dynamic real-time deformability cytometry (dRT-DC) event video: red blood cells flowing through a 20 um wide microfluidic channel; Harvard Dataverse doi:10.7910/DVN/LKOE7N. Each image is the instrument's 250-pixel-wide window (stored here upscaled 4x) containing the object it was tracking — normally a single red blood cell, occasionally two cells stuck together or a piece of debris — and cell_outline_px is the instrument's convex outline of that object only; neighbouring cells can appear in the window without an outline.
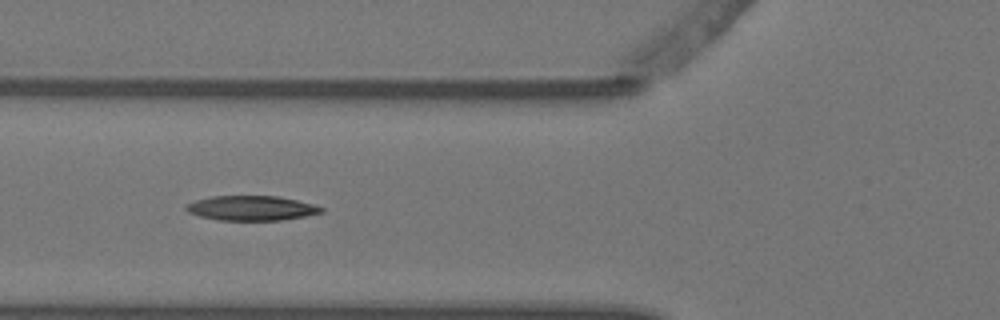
{"species": "Egyptian fruit bat (a non-hibernating species)", "species_latin": "Rousettus aegyptiacus", "temperature_condition": "warm", "stored_images_in_passage": 9, "camera_frame_rate_fps": 3000, "um_per_image_px": 0.085, "animal": {"sex": "female"}, "frame": {"image": 1, "passage_image": 6, "time_ms": 1.667, "image_size_px": [1000, 320], "cell_outline_px": [[324, 212], [304, 216], [280, 220], [220, 220], [200, 216], [188, 212], [184, 208], [188, 204], [196, 200], [212, 196], [276, 196], [316, 204], [324, 208]], "centroid_in_image_um": [21.4, 17.69], "position_along_channel_um": 104.4, "area_um2": 19.36}}
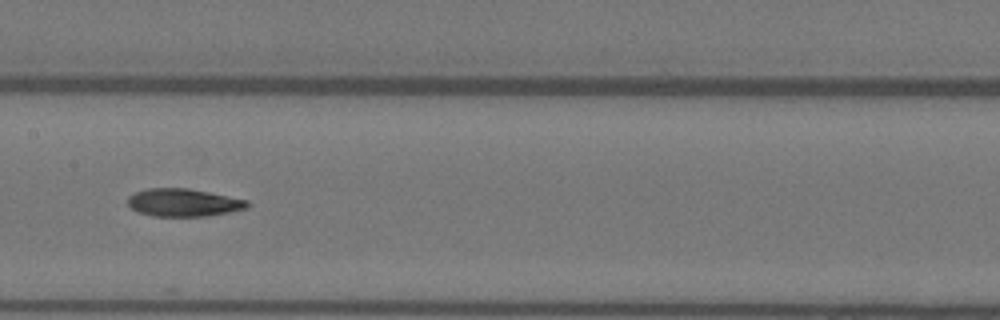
{"frame": {"image": 2, "passage_image": 8, "time_ms": 2.333, "image_size_px": [1000, 320], "cell_outline_px": [[248, 208], [208, 216], [152, 216], [136, 212], [128, 204], [128, 196], [136, 192], [148, 188], [188, 188], [248, 200]], "centroid_in_image_um": [15.57, 17.22], "position_along_channel_um": 191.8, "area_um2": 19.31}}
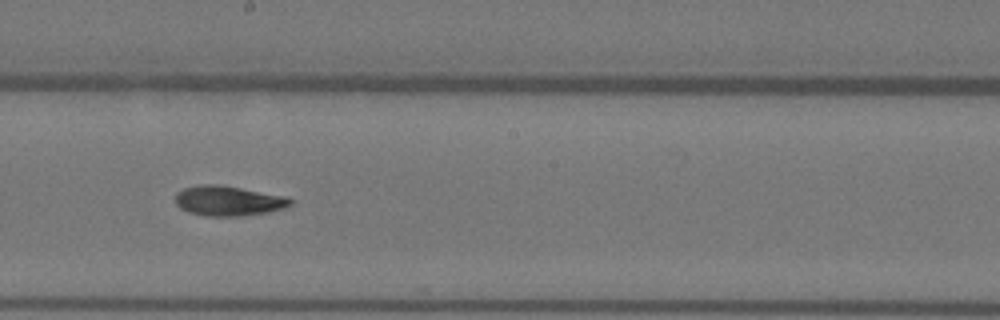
{"frame": {"image": 3, "passage_image": 9, "time_ms": 2.667, "image_size_px": [1000, 320], "cell_outline_px": [[292, 204], [284, 208], [268, 212], [240, 216], [208, 216], [188, 212], [180, 208], [176, 204], [176, 192], [184, 188], [204, 184], [220, 184], [284, 196], [292, 200]], "centroid_in_image_um": [19.39, 17.07], "position_along_channel_um": 228.8, "area_um2": 20.0}}